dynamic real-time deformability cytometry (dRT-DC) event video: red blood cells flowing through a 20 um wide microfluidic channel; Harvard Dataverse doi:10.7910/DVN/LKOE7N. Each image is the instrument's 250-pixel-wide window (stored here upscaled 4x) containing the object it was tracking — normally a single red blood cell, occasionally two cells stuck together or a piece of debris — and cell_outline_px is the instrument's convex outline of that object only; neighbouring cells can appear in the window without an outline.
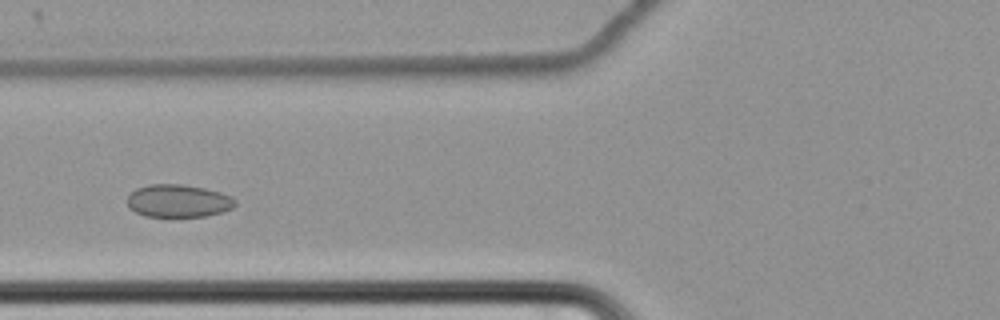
{"species": "common noctule bat (a hibernating species)", "species_latin": "Nyctalus noctula", "temperature_condition": "cold", "stored_images_in_passage": 56, "camera_frame_rate_fps": 3000, "um_per_image_px": 0.085, "animal": {"sex": "female", "body_mass_g": 22.7, "forearm_length_mm": 54.2}, "frame": {"image": 1, "passage_image": 20, "time_ms": 6.333, "image_size_px": [1000, 320], "cell_outline_px": [[236, 204], [232, 208], [220, 212], [204, 216], [144, 216], [128, 208], [128, 196], [136, 188], [148, 184], [180, 184], [204, 188], [220, 192], [232, 196], [236, 200]], "centroid_in_image_um": [15.14, 17.06], "position_along_channel_um": 110.7, "area_um2": 20.52}}
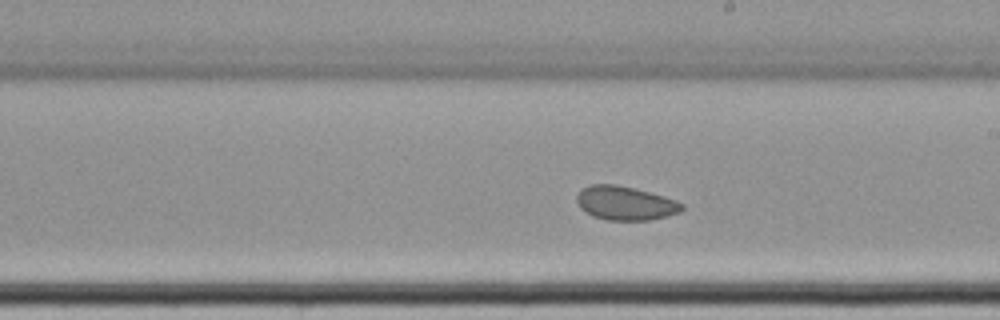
{"frame": {"image": 2, "passage_image": 31, "time_ms": 10.0, "image_size_px": [1000, 320], "cell_outline_px": [[684, 208], [680, 212], [668, 216], [648, 220], [608, 220], [592, 216], [580, 208], [576, 200], [576, 196], [584, 188], [592, 184], [616, 184], [636, 188], [664, 196], [676, 200], [684, 204]], "centroid_in_image_um": [53.17, 17.27], "position_along_channel_um": 235.8, "area_um2": 20.87}}
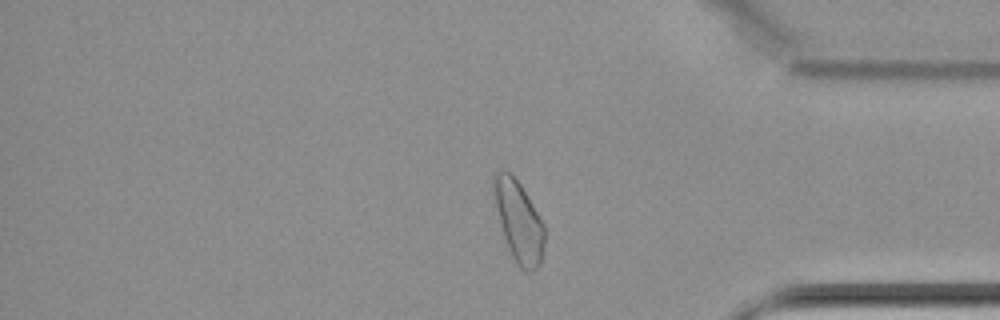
{"frame": {"image": 3, "passage_image": 46, "time_ms": 15.0, "image_size_px": [1000, 320], "cell_outline_px": [[544, 244], [540, 264], [536, 268], [528, 272], [520, 268], [516, 264], [508, 248], [504, 236], [492, 192], [492, 176], [496, 172], [504, 168], [520, 184], [544, 224]], "centroid_in_image_um": [44.07, 18.8], "position_along_channel_um": 391.1, "area_um2": 23.7}, "authors_computed_cell_mechanics": {"area_um2": 22.3686, "velocity_mm_per_s": 3.4172, "shape_relaxation_time_tau1_ms": 8.0452, "shape_relaxation_time_tau2_ms": 2.7005, "deformation_change_tau1": 0.0437, "deformation_change_tau2": 0.0484}}